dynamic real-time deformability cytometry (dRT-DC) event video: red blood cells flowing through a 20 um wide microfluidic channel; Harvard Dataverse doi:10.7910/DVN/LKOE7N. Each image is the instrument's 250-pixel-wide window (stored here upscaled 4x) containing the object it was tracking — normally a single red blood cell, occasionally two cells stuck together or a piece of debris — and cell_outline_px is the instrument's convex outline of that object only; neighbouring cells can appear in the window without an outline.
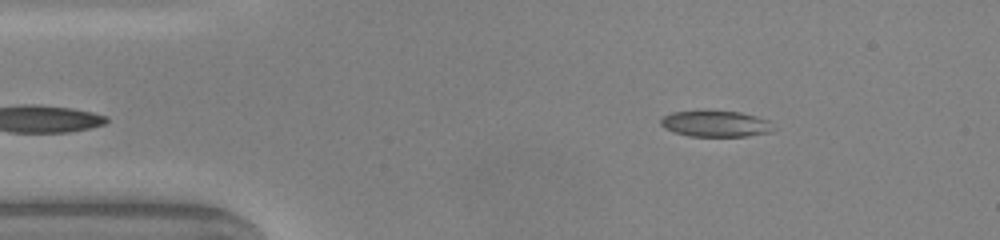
{"species": "common noctule bat (a hibernating species)", "species_latin": "Nyctalus noctula", "temperature_condition": "warm", "stored_images_in_passage": 17, "camera_frame_rate_fps": 3000, "um_per_image_px": 0.085, "animal": {"sex": "male", "body_mass_g": 20.0, "forearm_length_mm": 53.3}, "frame": {"image": 1, "passage_image": 1, "time_ms": 0.0, "image_size_px": [1000, 240], "cell_outline_px": [[776, 128], [772, 132], [748, 136], [688, 136], [664, 128], [660, 124], [660, 120], [664, 116], [672, 112], [704, 108], [708, 108], [740, 112], [756, 116], [768, 120]], "centroid_in_image_um": [60.83, 10.47], "position_along_channel_um": 24.2, "area_um2": 17.92}}
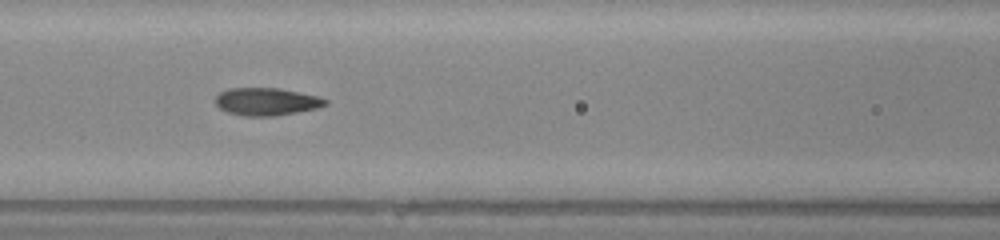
{"frame": {"image": 2, "passage_image": 14, "time_ms": 4.333, "image_size_px": [1000, 240], "cell_outline_px": [[328, 104], [316, 108], [296, 112], [272, 116], [244, 116], [228, 112], [220, 108], [216, 104], [216, 96], [220, 92], [228, 88], [280, 88], [316, 96], [328, 100]], "centroid_in_image_um": [22.63, 8.63], "position_along_channel_um": 144.0, "area_um2": 17.51}}
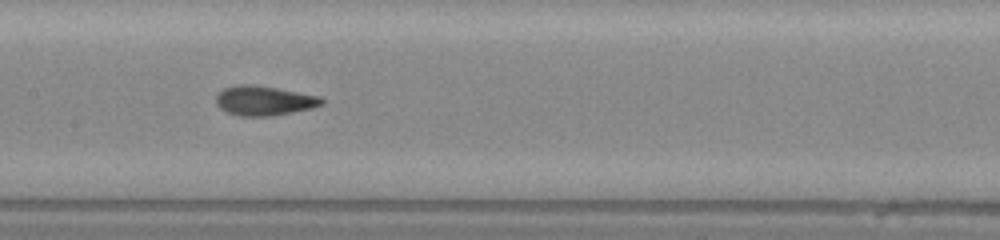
{"frame": {"image": 3, "passage_image": 17, "time_ms": 5.333, "image_size_px": [1000, 240], "cell_outline_px": [[324, 104], [312, 108], [292, 112], [268, 116], [240, 116], [228, 112], [220, 108], [216, 104], [216, 96], [224, 88], [240, 84], [252, 84], [276, 88], [320, 96], [324, 100]], "centroid_in_image_um": [22.45, 8.55], "position_along_channel_um": 184.9, "area_um2": 18.09}}